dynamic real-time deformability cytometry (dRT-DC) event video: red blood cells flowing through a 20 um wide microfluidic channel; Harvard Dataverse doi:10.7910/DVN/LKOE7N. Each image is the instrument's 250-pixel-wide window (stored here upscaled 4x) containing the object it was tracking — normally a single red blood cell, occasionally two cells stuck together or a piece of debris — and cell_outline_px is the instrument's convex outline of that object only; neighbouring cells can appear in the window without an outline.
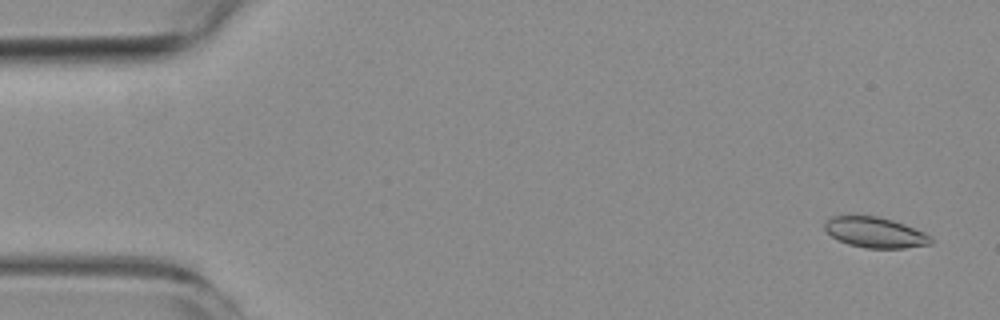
{"species": "common noctule bat (a hibernating species)", "species_latin": "Nyctalus noctula", "temperature_condition": "room temperature", "stored_images_in_passage": 6, "camera_frame_rate_fps": 3000, "um_per_image_px": 0.085, "animal": {"sex": "female", "body_mass_g": 19.3, "forearm_length_mm": 54.1}, "frame": {"image": 1, "passage_image": 1, "time_ms": 0.0, "image_size_px": [1000, 320], "cell_outline_px": [[932, 244], [904, 248], [864, 248], [848, 244], [836, 240], [824, 228], [824, 224], [832, 216], [876, 216], [892, 220], [904, 224], [924, 232], [932, 236]], "centroid_in_image_um": [74.4, 19.77], "position_along_channel_um": 10.6, "area_um2": 18.84}}
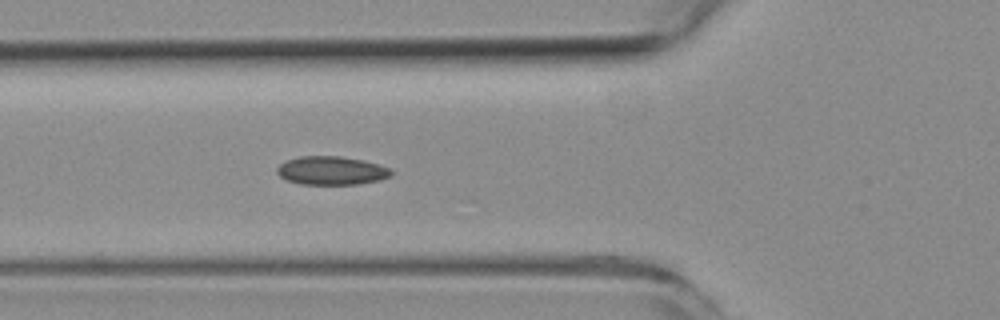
{"frame": {"image": 2, "passage_image": 6, "time_ms": 5.667, "image_size_px": [1000, 320], "cell_outline_px": [[392, 176], [380, 180], [356, 184], [300, 184], [288, 180], [280, 176], [276, 172], [276, 168], [280, 164], [288, 160], [300, 156], [340, 156], [364, 160], [380, 164], [388, 168], [392, 172]], "centroid_in_image_um": [28.19, 14.49], "position_along_channel_um": 97.6, "area_um2": 18.96}}